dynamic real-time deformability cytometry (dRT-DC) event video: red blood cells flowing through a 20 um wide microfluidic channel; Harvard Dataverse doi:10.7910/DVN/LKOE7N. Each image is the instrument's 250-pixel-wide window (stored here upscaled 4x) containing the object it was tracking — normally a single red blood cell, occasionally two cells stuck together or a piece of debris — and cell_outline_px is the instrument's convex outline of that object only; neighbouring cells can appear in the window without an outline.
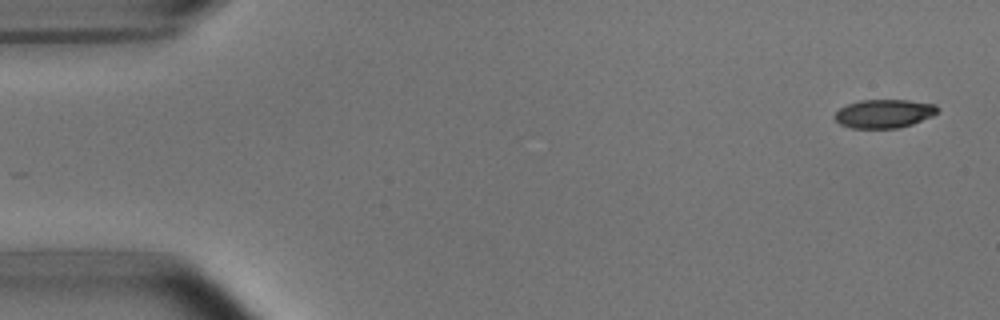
{"species": "common noctule bat (a hibernating species)", "species_latin": "Nyctalus noctula", "temperature_condition": "room temperature", "stored_images_in_passage": 7, "camera_frame_rate_fps": 3000, "um_per_image_px": 0.085, "animal": {"sex": "male", "body_mass_g": 15.6}, "frame": {"image": 1, "passage_image": 1, "time_ms": 0.0, "image_size_px": [1000, 320], "cell_outline_px": [[940, 108], [932, 116], [912, 124], [896, 128], [852, 128], [840, 124], [832, 116], [840, 108], [848, 104], [860, 100], [908, 100], [936, 104]], "centroid_in_image_um": [75.14, 9.65], "position_along_channel_um": 9.9, "area_um2": 17.11}}
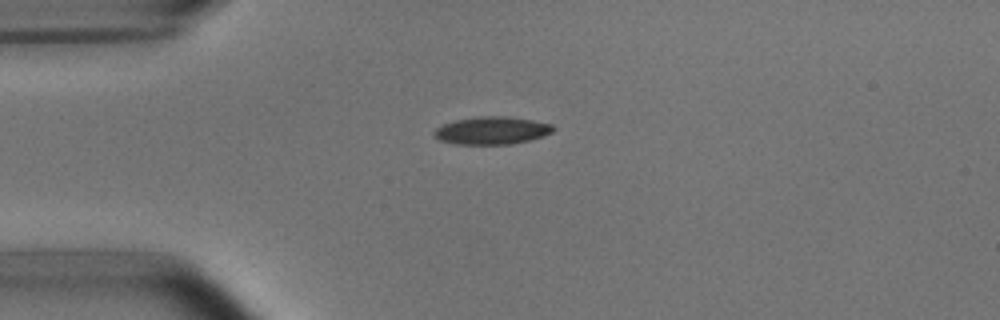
{"frame": {"image": 2, "passage_image": 4, "time_ms": 3.667, "image_size_px": [1000, 320], "cell_outline_px": [[556, 128], [552, 132], [528, 140], [508, 144], [456, 144], [440, 140], [432, 132], [436, 128], [444, 124], [456, 120], [480, 116], [508, 116], [532, 120], [552, 124]], "centroid_in_image_um": [41.8, 11.08], "position_along_channel_um": 43.2, "area_um2": 18.96}}
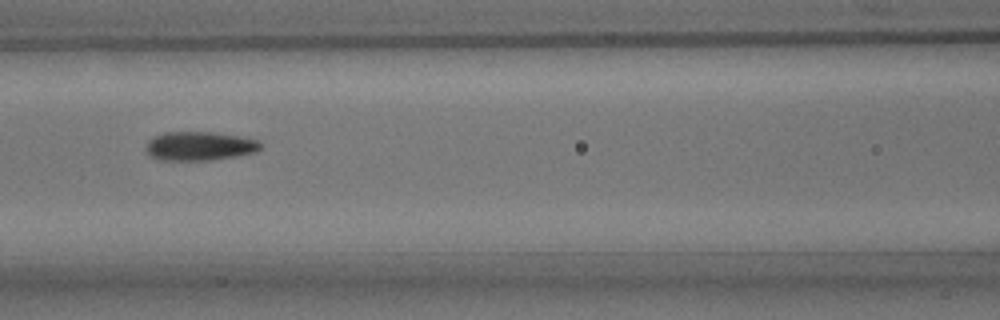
{"frame": {"image": 3, "passage_image": 7, "time_ms": 7.0, "image_size_px": [1000, 320], "cell_outline_px": [[260, 148], [256, 152], [236, 156], [212, 160], [160, 160], [152, 156], [148, 152], [148, 140], [152, 136], [164, 132], [212, 132], [236, 136], [256, 140], [260, 144]], "centroid_in_image_um": [16.94, 12.41], "position_along_channel_um": 149.7, "area_um2": 19.02}}